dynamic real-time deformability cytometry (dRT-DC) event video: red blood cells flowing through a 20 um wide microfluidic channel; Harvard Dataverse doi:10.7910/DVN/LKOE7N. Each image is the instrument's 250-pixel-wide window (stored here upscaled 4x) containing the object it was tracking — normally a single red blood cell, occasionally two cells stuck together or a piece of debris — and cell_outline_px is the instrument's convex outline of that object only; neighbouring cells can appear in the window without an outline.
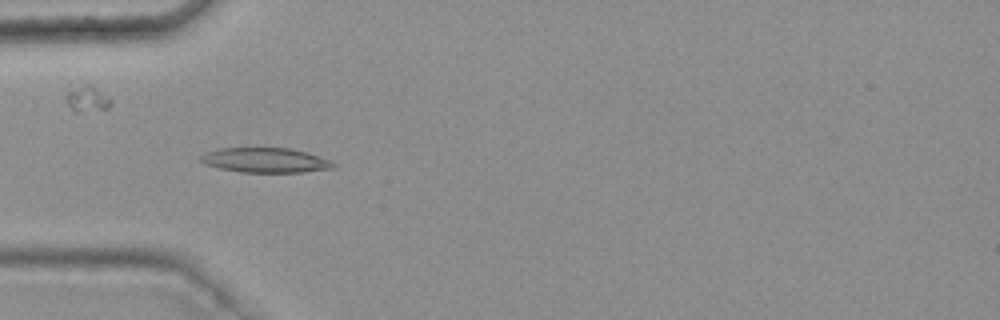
{"species": "common noctule bat (a hibernating species)", "species_latin": "Nyctalus noctula", "temperature_condition": "warm", "stored_images_in_passage": 48, "camera_frame_rate_fps": 3000, "um_per_image_px": 0.085, "animal": {"sex": "female", "body_mass_g": 25.1}, "frame": {"image": 1, "passage_image": 16, "time_ms": 5.0, "image_size_px": [1000, 320], "cell_outline_px": [[336, 168], [304, 172], [240, 172], [220, 168], [208, 164], [200, 160], [200, 156], [208, 152], [220, 148], [292, 148], [308, 152], [328, 160], [336, 164]], "centroid_in_image_um": [22.62, 13.62], "position_along_channel_um": 62.4, "area_um2": 19.02}}
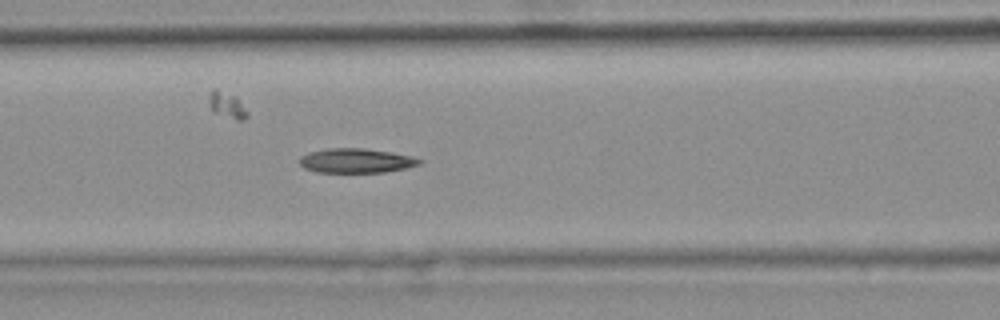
{"frame": {"image": 2, "passage_image": 22, "time_ms": 7.0, "image_size_px": [1000, 320], "cell_outline_px": [[424, 160], [420, 164], [404, 168], [384, 172], [316, 172], [304, 168], [300, 164], [300, 156], [308, 152], [328, 148], [364, 148], [392, 152], [412, 156]], "centroid_in_image_um": [30.26, 13.65], "position_along_channel_um": 136.3, "area_um2": 17.11}}
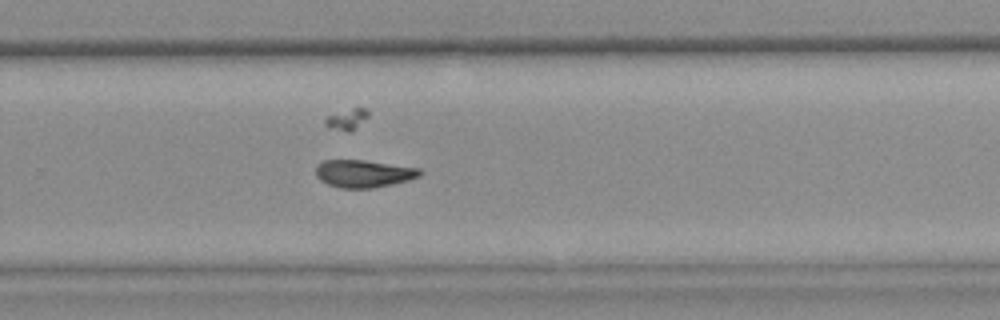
{"frame": {"image": 3, "passage_image": 35, "time_ms": 11.333, "image_size_px": [1000, 320], "cell_outline_px": [[424, 172], [420, 176], [408, 180], [392, 184], [372, 188], [340, 188], [328, 184], [320, 180], [316, 176], [316, 164], [324, 160], [364, 160], [420, 168]], "centroid_in_image_um": [30.9, 14.75], "position_along_channel_um": 298.9, "area_um2": 16.76}}